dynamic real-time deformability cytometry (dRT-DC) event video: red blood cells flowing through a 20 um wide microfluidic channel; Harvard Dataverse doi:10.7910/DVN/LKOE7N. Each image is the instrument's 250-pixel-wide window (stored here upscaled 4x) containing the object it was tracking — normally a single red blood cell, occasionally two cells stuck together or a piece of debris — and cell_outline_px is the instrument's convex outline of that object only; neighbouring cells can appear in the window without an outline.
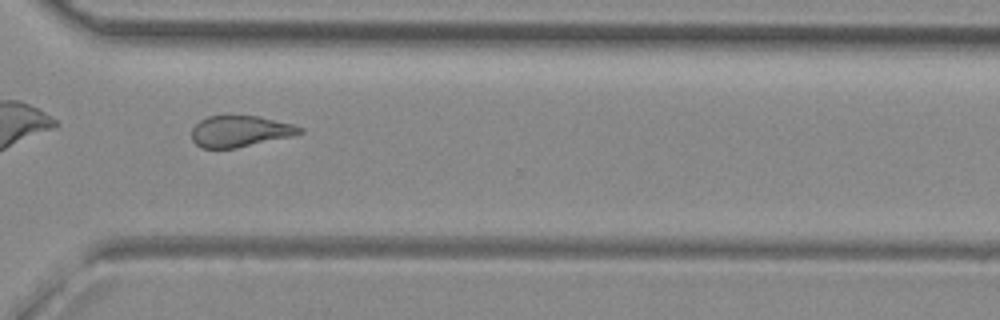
{"species": "common noctule bat (a hibernating species)", "species_latin": "Nyctalus noctula", "temperature_condition": "room temperature", "stored_images_in_passage": 50, "camera_frame_rate_fps": 3000, "um_per_image_px": 0.085, "animal": {"sex": "female", "body_mass_g": 29.2, "forearm_length_mm": 56.3}, "frame": {"image": 1, "passage_image": 36, "time_ms": 11.667, "image_size_px": [1000, 320], "cell_outline_px": [[304, 132], [292, 136], [236, 148], [200, 148], [192, 140], [192, 128], [200, 120], [208, 116], [260, 116], [292, 124], [304, 128]], "centroid_in_image_um": [20.41, 11.16], "position_along_channel_um": 350.2, "area_um2": 19.65}, "authors_computed_cell_mechanics": {"area_um2": 21.4438, "velocity_mm_per_s": 4.09, "shape_relaxation_time_tau1_ms": null, "shape_relaxation_time_tau2_ms": 1.9576, "deformation_change_tau1": null, "deformation_change_tau2": 0.0976}}